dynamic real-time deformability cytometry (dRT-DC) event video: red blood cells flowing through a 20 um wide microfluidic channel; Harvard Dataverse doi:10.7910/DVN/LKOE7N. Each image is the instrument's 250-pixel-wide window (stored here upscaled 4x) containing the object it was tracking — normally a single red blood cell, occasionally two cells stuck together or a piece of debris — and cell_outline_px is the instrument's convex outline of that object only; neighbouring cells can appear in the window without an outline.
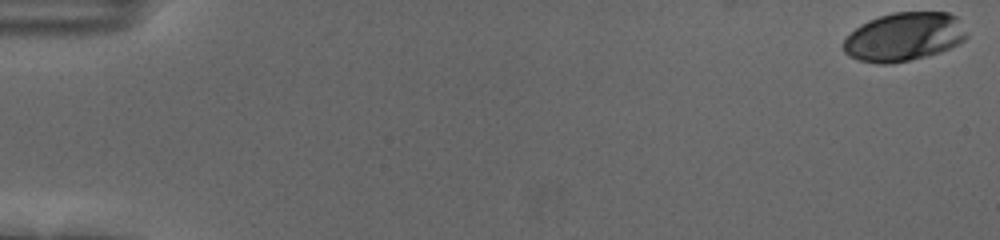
{"species": "human", "species_latin": "Homo sapiens", "temperature_condition": "cold", "stored_images_in_passage": 56, "camera_frame_rate_fps": 3000, "um_per_image_px": 0.085, "donor": {"sex": "female"}, "frame": {"image": 1, "passage_image": 1, "time_ms": 0.0, "image_size_px": [1000, 240], "cell_outline_px": [[968, 36], [964, 40], [940, 52], [892, 64], [880, 64], [860, 60], [848, 56], [844, 52], [844, 40], [856, 28], [868, 20], [892, 12], [948, 12], [956, 16]], "centroid_in_image_um": [76.83, 3.12], "position_along_channel_um": 8.2, "area_um2": 34.56}}
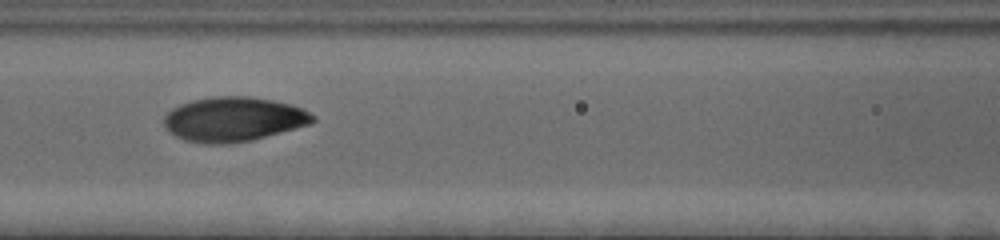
{"frame": {"image": 2, "passage_image": 26, "time_ms": 8.333, "image_size_px": [1000, 240], "cell_outline_px": [[316, 120], [312, 124], [252, 140], [228, 144], [204, 144], [184, 140], [168, 132], [164, 128], [164, 116], [172, 108], [180, 104], [192, 100], [216, 96], [248, 96], [272, 100], [292, 104], [316, 116]], "centroid_in_image_um": [19.84, 10.14], "position_along_channel_um": 146.8, "area_um2": 38.9}}
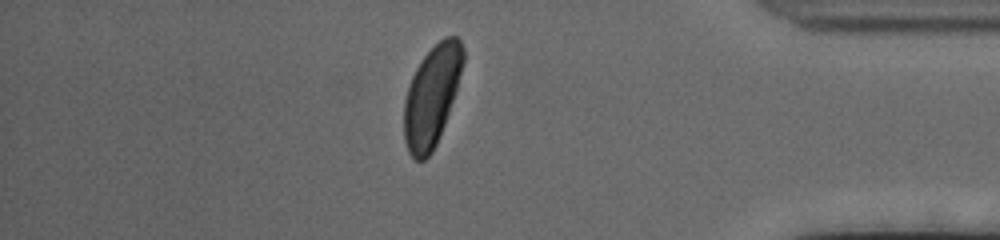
{"frame": {"image": 3, "passage_image": 49, "time_ms": 16.0, "image_size_px": [1000, 240], "cell_outline_px": [[464, 60], [456, 92], [444, 124], [436, 144], [432, 152], [424, 160], [416, 160], [408, 152], [404, 140], [404, 100], [412, 76], [416, 68], [424, 56], [444, 36], [456, 36], [460, 40], [464, 48]], "centroid_in_image_um": [36.7, 8.15], "position_along_channel_um": 398.5, "area_um2": 34.39}, "authors_computed_cell_mechanics": {"area_um2": 36.0094, "velocity_mm_per_s": 3.6471, "shape_relaxation_time_tau1_ms": 2.7519, "shape_relaxation_time_tau2_ms": null, "deformation_change_tau1": 0.1426, "deformation_change_tau2": null}}